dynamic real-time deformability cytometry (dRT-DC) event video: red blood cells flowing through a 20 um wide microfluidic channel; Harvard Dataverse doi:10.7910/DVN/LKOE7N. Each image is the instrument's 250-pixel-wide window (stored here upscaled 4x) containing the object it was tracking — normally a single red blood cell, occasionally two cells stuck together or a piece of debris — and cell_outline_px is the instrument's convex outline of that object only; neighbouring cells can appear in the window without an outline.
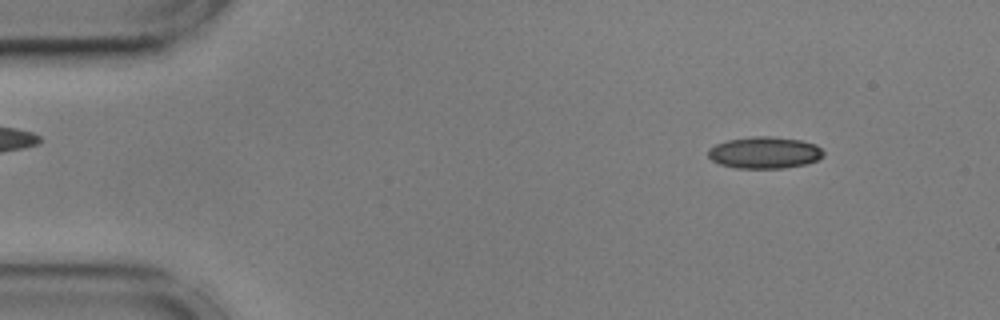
{"species": "common noctule bat (a hibernating species)", "species_latin": "Nyctalus noctula", "temperature_condition": "cold", "stored_images_in_passage": 53, "camera_frame_rate_fps": 3000, "um_per_image_px": 0.085, "animal": {"sex": "male", "body_mass_g": 17.9, "forearm_length_mm": 54.2}, "frame": {"image": 1, "passage_image": 6, "time_ms": 1.667, "image_size_px": [1000, 320], "cell_outline_px": [[824, 156], [816, 160], [804, 164], [784, 168], [736, 168], [720, 164], [712, 160], [708, 156], [708, 148], [716, 144], [728, 140], [752, 136], [768, 136], [800, 140], [816, 144], [824, 152]], "centroid_in_image_um": [64.97, 12.97], "position_along_channel_um": 20.0, "area_um2": 21.27}}
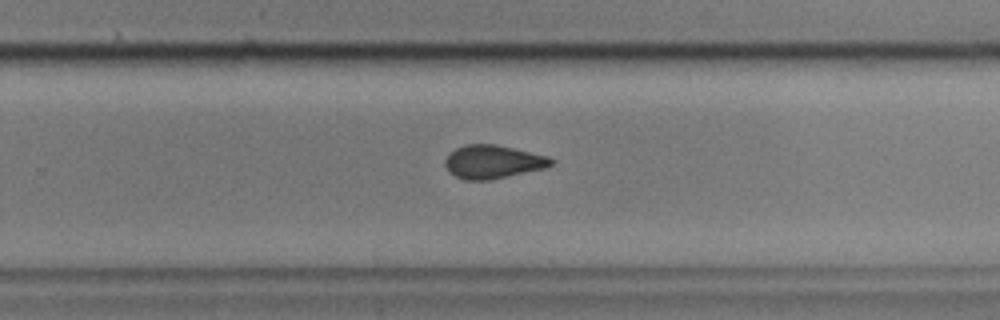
{"frame": {"image": 2, "passage_image": 35, "time_ms": 11.333, "image_size_px": [1000, 320], "cell_outline_px": [[556, 160], [552, 164], [544, 168], [488, 180], [464, 180], [448, 172], [444, 164], [444, 160], [448, 152], [464, 144], [496, 144], [548, 156]], "centroid_in_image_um": [41.85, 13.74], "position_along_channel_um": 288.0, "area_um2": 20.69}}
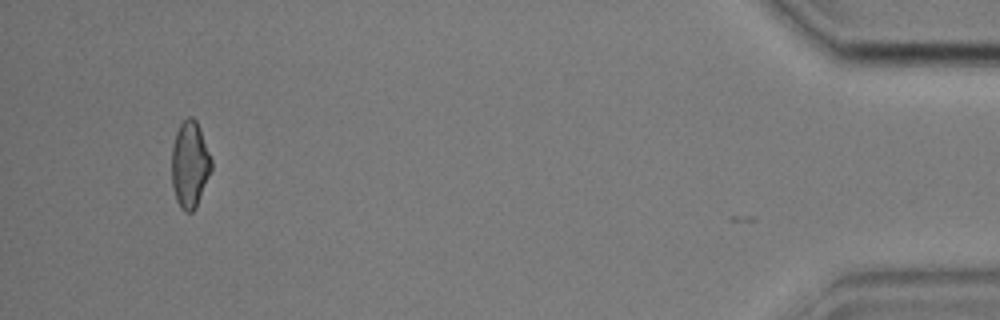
{"frame": {"image": 3, "passage_image": 52, "time_ms": 17.0, "image_size_px": [1000, 320], "cell_outline_px": [[212, 168], [196, 208], [192, 212], [184, 212], [180, 208], [176, 200], [172, 184], [172, 148], [176, 132], [180, 124], [188, 116], [192, 116], [196, 120], [200, 128], [212, 160]], "centroid_in_image_um": [16.13, 13.99], "position_along_channel_um": 419.1, "area_um2": 20.06}, "authors_computed_cell_mechanics": {"area_um2": 20.808, "velocity_mm_per_s": 3.5988, "shape_relaxation_time_tau1_ms": 6.4065, "shape_relaxation_time_tau2_ms": 1.9386, "deformation_change_tau1": 0.124, "deformation_change_tau2": 0.0701}}